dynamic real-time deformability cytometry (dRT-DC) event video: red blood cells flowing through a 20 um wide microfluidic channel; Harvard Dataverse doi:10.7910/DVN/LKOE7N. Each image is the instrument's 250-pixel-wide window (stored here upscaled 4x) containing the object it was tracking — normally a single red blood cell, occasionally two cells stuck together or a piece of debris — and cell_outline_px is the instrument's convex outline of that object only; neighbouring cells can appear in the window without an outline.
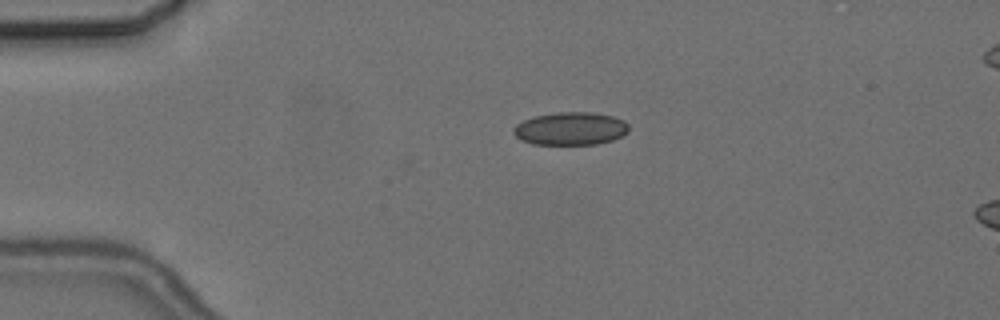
{"species": "common noctule bat (a hibernating species)", "species_latin": "Nyctalus noctula", "temperature_condition": "cold", "stored_images_in_passage": 3, "camera_frame_rate_fps": 3000, "um_per_image_px": 0.085, "animal": {"sex": "female", "body_mass_g": 24.6, "forearm_length_mm": 56.2}, "frame": {"image": 1, "passage_image": 1, "time_ms": 0.0, "image_size_px": [1000, 320], "cell_outline_px": [[628, 132], [624, 136], [612, 140], [596, 144], [532, 144], [520, 140], [512, 132], [512, 128], [516, 124], [524, 120], [536, 116], [556, 112], [592, 112], [612, 116], [624, 120], [628, 124]], "centroid_in_image_um": [48.5, 10.93], "position_along_channel_um": 36.5, "area_um2": 22.25}}